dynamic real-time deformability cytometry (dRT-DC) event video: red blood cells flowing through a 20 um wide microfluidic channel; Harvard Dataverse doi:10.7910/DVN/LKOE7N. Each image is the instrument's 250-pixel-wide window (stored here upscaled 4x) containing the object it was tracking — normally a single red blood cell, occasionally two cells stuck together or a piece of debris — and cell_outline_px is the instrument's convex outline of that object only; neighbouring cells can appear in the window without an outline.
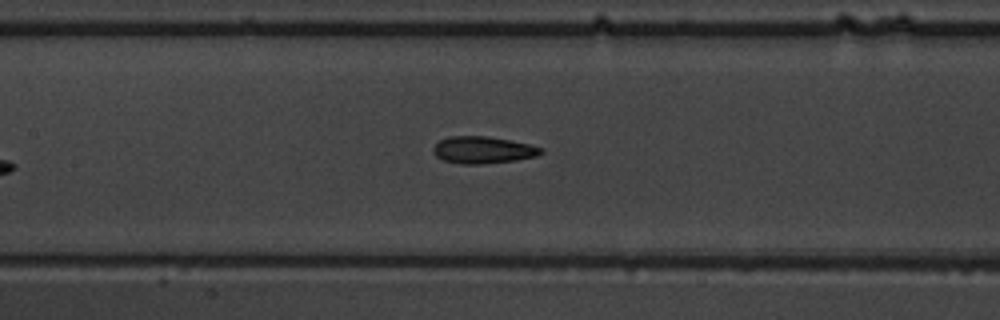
{"species": "common noctule bat (a hibernating species)", "species_latin": "Nyctalus noctula", "temperature_condition": "warm", "stored_images_in_passage": 7, "camera_frame_rate_fps": 3000, "um_per_image_px": 0.085, "animal": {"sex": "male", "body_mass_g": 19.5, "forearm_length_mm": 54.6}, "frame": {"image": 1, "passage_image": 7, "time_ms": 7.0, "image_size_px": [1000, 320], "cell_outline_px": [[544, 152], [536, 156], [516, 160], [480, 164], [460, 164], [444, 160], [436, 156], [432, 152], [432, 148], [440, 140], [448, 136], [488, 136], [528, 144], [544, 148]], "centroid_in_image_um": [41.04, 12.74], "position_along_channel_um": 166.4, "area_um2": 16.94}}